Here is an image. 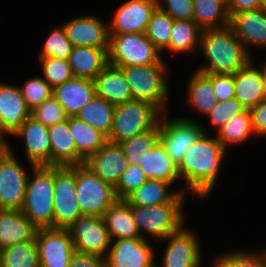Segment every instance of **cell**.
I'll list each match as a JSON object with an SVG mask.
<instances>
[{
    "instance_id": "cell-1",
    "label": "cell",
    "mask_w": 266,
    "mask_h": 267,
    "mask_svg": "<svg viewBox=\"0 0 266 267\" xmlns=\"http://www.w3.org/2000/svg\"><path fill=\"white\" fill-rule=\"evenodd\" d=\"M226 150L213 135L203 134L186 152L178 165L179 179L185 180L187 190L205 200L218 180Z\"/></svg>"
},
{
    "instance_id": "cell-2",
    "label": "cell",
    "mask_w": 266,
    "mask_h": 267,
    "mask_svg": "<svg viewBox=\"0 0 266 267\" xmlns=\"http://www.w3.org/2000/svg\"><path fill=\"white\" fill-rule=\"evenodd\" d=\"M199 48L206 63L197 70L205 74H235L252 59L229 26L203 30Z\"/></svg>"
},
{
    "instance_id": "cell-3",
    "label": "cell",
    "mask_w": 266,
    "mask_h": 267,
    "mask_svg": "<svg viewBox=\"0 0 266 267\" xmlns=\"http://www.w3.org/2000/svg\"><path fill=\"white\" fill-rule=\"evenodd\" d=\"M21 212L37 228H53L54 166H34Z\"/></svg>"
},
{
    "instance_id": "cell-4",
    "label": "cell",
    "mask_w": 266,
    "mask_h": 267,
    "mask_svg": "<svg viewBox=\"0 0 266 267\" xmlns=\"http://www.w3.org/2000/svg\"><path fill=\"white\" fill-rule=\"evenodd\" d=\"M166 64L163 59L154 65L119 67L126 77L133 99L151 103L162 114L168 112L167 100L170 96Z\"/></svg>"
},
{
    "instance_id": "cell-5",
    "label": "cell",
    "mask_w": 266,
    "mask_h": 267,
    "mask_svg": "<svg viewBox=\"0 0 266 267\" xmlns=\"http://www.w3.org/2000/svg\"><path fill=\"white\" fill-rule=\"evenodd\" d=\"M184 198L185 193L179 192L169 203L152 206L131 205V212L141 237L147 239V233L150 237L163 241L184 226Z\"/></svg>"
},
{
    "instance_id": "cell-6",
    "label": "cell",
    "mask_w": 266,
    "mask_h": 267,
    "mask_svg": "<svg viewBox=\"0 0 266 267\" xmlns=\"http://www.w3.org/2000/svg\"><path fill=\"white\" fill-rule=\"evenodd\" d=\"M162 113L151 103L129 100L115 105L112 130L107 138L121 143L158 125Z\"/></svg>"
},
{
    "instance_id": "cell-7",
    "label": "cell",
    "mask_w": 266,
    "mask_h": 267,
    "mask_svg": "<svg viewBox=\"0 0 266 267\" xmlns=\"http://www.w3.org/2000/svg\"><path fill=\"white\" fill-rule=\"evenodd\" d=\"M108 63L116 67L146 66L163 60L161 51L141 33H109Z\"/></svg>"
},
{
    "instance_id": "cell-8",
    "label": "cell",
    "mask_w": 266,
    "mask_h": 267,
    "mask_svg": "<svg viewBox=\"0 0 266 267\" xmlns=\"http://www.w3.org/2000/svg\"><path fill=\"white\" fill-rule=\"evenodd\" d=\"M76 200L82 215L103 217L117 200L115 188L96 176L87 165H75Z\"/></svg>"
},
{
    "instance_id": "cell-9",
    "label": "cell",
    "mask_w": 266,
    "mask_h": 267,
    "mask_svg": "<svg viewBox=\"0 0 266 267\" xmlns=\"http://www.w3.org/2000/svg\"><path fill=\"white\" fill-rule=\"evenodd\" d=\"M162 114L159 119V142L169 157L179 165L187 150L205 133V127L194 118H172Z\"/></svg>"
},
{
    "instance_id": "cell-10",
    "label": "cell",
    "mask_w": 266,
    "mask_h": 267,
    "mask_svg": "<svg viewBox=\"0 0 266 267\" xmlns=\"http://www.w3.org/2000/svg\"><path fill=\"white\" fill-rule=\"evenodd\" d=\"M10 145L0 149V209L21 210L30 174Z\"/></svg>"
},
{
    "instance_id": "cell-11",
    "label": "cell",
    "mask_w": 266,
    "mask_h": 267,
    "mask_svg": "<svg viewBox=\"0 0 266 267\" xmlns=\"http://www.w3.org/2000/svg\"><path fill=\"white\" fill-rule=\"evenodd\" d=\"M53 228L67 229L82 216L76 200L75 165L54 166Z\"/></svg>"
},
{
    "instance_id": "cell-12",
    "label": "cell",
    "mask_w": 266,
    "mask_h": 267,
    "mask_svg": "<svg viewBox=\"0 0 266 267\" xmlns=\"http://www.w3.org/2000/svg\"><path fill=\"white\" fill-rule=\"evenodd\" d=\"M75 252L106 258L111 238L103 217L82 215L68 228Z\"/></svg>"
},
{
    "instance_id": "cell-13",
    "label": "cell",
    "mask_w": 266,
    "mask_h": 267,
    "mask_svg": "<svg viewBox=\"0 0 266 267\" xmlns=\"http://www.w3.org/2000/svg\"><path fill=\"white\" fill-rule=\"evenodd\" d=\"M35 242L40 267H69L75 249L68 229H37Z\"/></svg>"
},
{
    "instance_id": "cell-14",
    "label": "cell",
    "mask_w": 266,
    "mask_h": 267,
    "mask_svg": "<svg viewBox=\"0 0 266 267\" xmlns=\"http://www.w3.org/2000/svg\"><path fill=\"white\" fill-rule=\"evenodd\" d=\"M197 237L193 231L182 226L163 239L167 241V246L162 264H157V267H201L203 257Z\"/></svg>"
},
{
    "instance_id": "cell-15",
    "label": "cell",
    "mask_w": 266,
    "mask_h": 267,
    "mask_svg": "<svg viewBox=\"0 0 266 267\" xmlns=\"http://www.w3.org/2000/svg\"><path fill=\"white\" fill-rule=\"evenodd\" d=\"M154 252L148 239L111 240L105 267H153L156 264Z\"/></svg>"
},
{
    "instance_id": "cell-16",
    "label": "cell",
    "mask_w": 266,
    "mask_h": 267,
    "mask_svg": "<svg viewBox=\"0 0 266 267\" xmlns=\"http://www.w3.org/2000/svg\"><path fill=\"white\" fill-rule=\"evenodd\" d=\"M157 0H127L116 11L109 25V33L145 34Z\"/></svg>"
},
{
    "instance_id": "cell-17",
    "label": "cell",
    "mask_w": 266,
    "mask_h": 267,
    "mask_svg": "<svg viewBox=\"0 0 266 267\" xmlns=\"http://www.w3.org/2000/svg\"><path fill=\"white\" fill-rule=\"evenodd\" d=\"M62 26L73 46L109 49L108 24L95 15L77 16Z\"/></svg>"
},
{
    "instance_id": "cell-18",
    "label": "cell",
    "mask_w": 266,
    "mask_h": 267,
    "mask_svg": "<svg viewBox=\"0 0 266 267\" xmlns=\"http://www.w3.org/2000/svg\"><path fill=\"white\" fill-rule=\"evenodd\" d=\"M22 138L30 167L51 166V144L48 127L29 116V118L12 134Z\"/></svg>"
},
{
    "instance_id": "cell-19",
    "label": "cell",
    "mask_w": 266,
    "mask_h": 267,
    "mask_svg": "<svg viewBox=\"0 0 266 267\" xmlns=\"http://www.w3.org/2000/svg\"><path fill=\"white\" fill-rule=\"evenodd\" d=\"M100 179L117 185L121 175L129 163L122 147L118 143L107 141L97 152L91 155L84 163Z\"/></svg>"
},
{
    "instance_id": "cell-20",
    "label": "cell",
    "mask_w": 266,
    "mask_h": 267,
    "mask_svg": "<svg viewBox=\"0 0 266 267\" xmlns=\"http://www.w3.org/2000/svg\"><path fill=\"white\" fill-rule=\"evenodd\" d=\"M229 27L250 55L251 47H266V8L233 14Z\"/></svg>"
},
{
    "instance_id": "cell-21",
    "label": "cell",
    "mask_w": 266,
    "mask_h": 267,
    "mask_svg": "<svg viewBox=\"0 0 266 267\" xmlns=\"http://www.w3.org/2000/svg\"><path fill=\"white\" fill-rule=\"evenodd\" d=\"M96 96L94 80L73 77L53 88V97L68 117L76 116Z\"/></svg>"
},
{
    "instance_id": "cell-22",
    "label": "cell",
    "mask_w": 266,
    "mask_h": 267,
    "mask_svg": "<svg viewBox=\"0 0 266 267\" xmlns=\"http://www.w3.org/2000/svg\"><path fill=\"white\" fill-rule=\"evenodd\" d=\"M20 86L0 82V118L12 135L30 116Z\"/></svg>"
},
{
    "instance_id": "cell-23",
    "label": "cell",
    "mask_w": 266,
    "mask_h": 267,
    "mask_svg": "<svg viewBox=\"0 0 266 267\" xmlns=\"http://www.w3.org/2000/svg\"><path fill=\"white\" fill-rule=\"evenodd\" d=\"M94 83L96 95L111 104L118 105L133 99L126 77L119 67L108 63Z\"/></svg>"
},
{
    "instance_id": "cell-24",
    "label": "cell",
    "mask_w": 266,
    "mask_h": 267,
    "mask_svg": "<svg viewBox=\"0 0 266 267\" xmlns=\"http://www.w3.org/2000/svg\"><path fill=\"white\" fill-rule=\"evenodd\" d=\"M36 230L21 210L0 209V250L32 240Z\"/></svg>"
},
{
    "instance_id": "cell-25",
    "label": "cell",
    "mask_w": 266,
    "mask_h": 267,
    "mask_svg": "<svg viewBox=\"0 0 266 267\" xmlns=\"http://www.w3.org/2000/svg\"><path fill=\"white\" fill-rule=\"evenodd\" d=\"M67 60L74 77L94 80L108 64V49L74 46Z\"/></svg>"
},
{
    "instance_id": "cell-26",
    "label": "cell",
    "mask_w": 266,
    "mask_h": 267,
    "mask_svg": "<svg viewBox=\"0 0 266 267\" xmlns=\"http://www.w3.org/2000/svg\"><path fill=\"white\" fill-rule=\"evenodd\" d=\"M138 159L139 167L147 179L161 180L171 185L179 180L178 165L169 157L160 142L144 155H139Z\"/></svg>"
},
{
    "instance_id": "cell-27",
    "label": "cell",
    "mask_w": 266,
    "mask_h": 267,
    "mask_svg": "<svg viewBox=\"0 0 266 267\" xmlns=\"http://www.w3.org/2000/svg\"><path fill=\"white\" fill-rule=\"evenodd\" d=\"M253 58L234 74L235 98L245 109H252L262 99L261 68H257Z\"/></svg>"
},
{
    "instance_id": "cell-28",
    "label": "cell",
    "mask_w": 266,
    "mask_h": 267,
    "mask_svg": "<svg viewBox=\"0 0 266 267\" xmlns=\"http://www.w3.org/2000/svg\"><path fill=\"white\" fill-rule=\"evenodd\" d=\"M111 240L142 238L125 199H117L103 216Z\"/></svg>"
},
{
    "instance_id": "cell-29",
    "label": "cell",
    "mask_w": 266,
    "mask_h": 267,
    "mask_svg": "<svg viewBox=\"0 0 266 267\" xmlns=\"http://www.w3.org/2000/svg\"><path fill=\"white\" fill-rule=\"evenodd\" d=\"M51 144V166L77 165V148L70 133L69 117L48 127Z\"/></svg>"
},
{
    "instance_id": "cell-30",
    "label": "cell",
    "mask_w": 266,
    "mask_h": 267,
    "mask_svg": "<svg viewBox=\"0 0 266 267\" xmlns=\"http://www.w3.org/2000/svg\"><path fill=\"white\" fill-rule=\"evenodd\" d=\"M69 128L77 148V165L97 152L107 141V137L76 116L69 117Z\"/></svg>"
},
{
    "instance_id": "cell-31",
    "label": "cell",
    "mask_w": 266,
    "mask_h": 267,
    "mask_svg": "<svg viewBox=\"0 0 266 267\" xmlns=\"http://www.w3.org/2000/svg\"><path fill=\"white\" fill-rule=\"evenodd\" d=\"M192 20L202 29H221L230 24L227 0H193Z\"/></svg>"
},
{
    "instance_id": "cell-32",
    "label": "cell",
    "mask_w": 266,
    "mask_h": 267,
    "mask_svg": "<svg viewBox=\"0 0 266 267\" xmlns=\"http://www.w3.org/2000/svg\"><path fill=\"white\" fill-rule=\"evenodd\" d=\"M188 83L187 100L189 106L206 117L218 102L213 90L211 74L195 70Z\"/></svg>"
},
{
    "instance_id": "cell-33",
    "label": "cell",
    "mask_w": 266,
    "mask_h": 267,
    "mask_svg": "<svg viewBox=\"0 0 266 267\" xmlns=\"http://www.w3.org/2000/svg\"><path fill=\"white\" fill-rule=\"evenodd\" d=\"M202 31L193 20H174L169 44L162 52L169 51L173 56L199 51Z\"/></svg>"
},
{
    "instance_id": "cell-34",
    "label": "cell",
    "mask_w": 266,
    "mask_h": 267,
    "mask_svg": "<svg viewBox=\"0 0 266 267\" xmlns=\"http://www.w3.org/2000/svg\"><path fill=\"white\" fill-rule=\"evenodd\" d=\"M172 186L165 181L148 179L125 200L136 206L161 205L169 203L179 192L187 193L185 188L172 191Z\"/></svg>"
},
{
    "instance_id": "cell-35",
    "label": "cell",
    "mask_w": 266,
    "mask_h": 267,
    "mask_svg": "<svg viewBox=\"0 0 266 267\" xmlns=\"http://www.w3.org/2000/svg\"><path fill=\"white\" fill-rule=\"evenodd\" d=\"M215 137L221 143L223 148L227 149L232 145L242 144L248 141V138L255 136L252 128V118L249 109H245L238 115L229 119L221 128L215 132Z\"/></svg>"
},
{
    "instance_id": "cell-36",
    "label": "cell",
    "mask_w": 266,
    "mask_h": 267,
    "mask_svg": "<svg viewBox=\"0 0 266 267\" xmlns=\"http://www.w3.org/2000/svg\"><path fill=\"white\" fill-rule=\"evenodd\" d=\"M114 111V104L96 95L80 110L76 117L100 131L108 138L112 130Z\"/></svg>"
},
{
    "instance_id": "cell-37",
    "label": "cell",
    "mask_w": 266,
    "mask_h": 267,
    "mask_svg": "<svg viewBox=\"0 0 266 267\" xmlns=\"http://www.w3.org/2000/svg\"><path fill=\"white\" fill-rule=\"evenodd\" d=\"M1 267H40L35 237L0 250Z\"/></svg>"
},
{
    "instance_id": "cell-38",
    "label": "cell",
    "mask_w": 266,
    "mask_h": 267,
    "mask_svg": "<svg viewBox=\"0 0 266 267\" xmlns=\"http://www.w3.org/2000/svg\"><path fill=\"white\" fill-rule=\"evenodd\" d=\"M159 142V124L150 130L142 132L119 145L122 147L130 165H139V155H144Z\"/></svg>"
},
{
    "instance_id": "cell-39",
    "label": "cell",
    "mask_w": 266,
    "mask_h": 267,
    "mask_svg": "<svg viewBox=\"0 0 266 267\" xmlns=\"http://www.w3.org/2000/svg\"><path fill=\"white\" fill-rule=\"evenodd\" d=\"M174 19L158 7L153 11L145 35L161 51L168 46Z\"/></svg>"
},
{
    "instance_id": "cell-40",
    "label": "cell",
    "mask_w": 266,
    "mask_h": 267,
    "mask_svg": "<svg viewBox=\"0 0 266 267\" xmlns=\"http://www.w3.org/2000/svg\"><path fill=\"white\" fill-rule=\"evenodd\" d=\"M73 47L61 25L50 31L44 41L39 57H55L67 60Z\"/></svg>"
},
{
    "instance_id": "cell-41",
    "label": "cell",
    "mask_w": 266,
    "mask_h": 267,
    "mask_svg": "<svg viewBox=\"0 0 266 267\" xmlns=\"http://www.w3.org/2000/svg\"><path fill=\"white\" fill-rule=\"evenodd\" d=\"M43 78L52 88L67 82L74 76L68 60L55 57H39Z\"/></svg>"
},
{
    "instance_id": "cell-42",
    "label": "cell",
    "mask_w": 266,
    "mask_h": 267,
    "mask_svg": "<svg viewBox=\"0 0 266 267\" xmlns=\"http://www.w3.org/2000/svg\"><path fill=\"white\" fill-rule=\"evenodd\" d=\"M20 90L30 110L53 96V88L41 76L28 78L23 86L20 87Z\"/></svg>"
},
{
    "instance_id": "cell-43",
    "label": "cell",
    "mask_w": 266,
    "mask_h": 267,
    "mask_svg": "<svg viewBox=\"0 0 266 267\" xmlns=\"http://www.w3.org/2000/svg\"><path fill=\"white\" fill-rule=\"evenodd\" d=\"M212 267H266L263 254L250 251H231V253L218 255Z\"/></svg>"
},
{
    "instance_id": "cell-44",
    "label": "cell",
    "mask_w": 266,
    "mask_h": 267,
    "mask_svg": "<svg viewBox=\"0 0 266 267\" xmlns=\"http://www.w3.org/2000/svg\"><path fill=\"white\" fill-rule=\"evenodd\" d=\"M30 116L46 127H50L68 119L64 109L53 96L34 107L30 111Z\"/></svg>"
},
{
    "instance_id": "cell-45",
    "label": "cell",
    "mask_w": 266,
    "mask_h": 267,
    "mask_svg": "<svg viewBox=\"0 0 266 267\" xmlns=\"http://www.w3.org/2000/svg\"><path fill=\"white\" fill-rule=\"evenodd\" d=\"M148 179L139 165H128L119 182L114 187L117 199H126Z\"/></svg>"
},
{
    "instance_id": "cell-46",
    "label": "cell",
    "mask_w": 266,
    "mask_h": 267,
    "mask_svg": "<svg viewBox=\"0 0 266 267\" xmlns=\"http://www.w3.org/2000/svg\"><path fill=\"white\" fill-rule=\"evenodd\" d=\"M245 108L236 98H231L225 101H218L215 107L206 115L209 118L214 129L221 128L233 116L243 112Z\"/></svg>"
},
{
    "instance_id": "cell-47",
    "label": "cell",
    "mask_w": 266,
    "mask_h": 267,
    "mask_svg": "<svg viewBox=\"0 0 266 267\" xmlns=\"http://www.w3.org/2000/svg\"><path fill=\"white\" fill-rule=\"evenodd\" d=\"M157 7L174 20H192L193 0H157Z\"/></svg>"
},
{
    "instance_id": "cell-48",
    "label": "cell",
    "mask_w": 266,
    "mask_h": 267,
    "mask_svg": "<svg viewBox=\"0 0 266 267\" xmlns=\"http://www.w3.org/2000/svg\"><path fill=\"white\" fill-rule=\"evenodd\" d=\"M211 81L218 101L235 98L234 74H211Z\"/></svg>"
},
{
    "instance_id": "cell-49",
    "label": "cell",
    "mask_w": 266,
    "mask_h": 267,
    "mask_svg": "<svg viewBox=\"0 0 266 267\" xmlns=\"http://www.w3.org/2000/svg\"><path fill=\"white\" fill-rule=\"evenodd\" d=\"M250 112L255 136L257 138H266V100H262L258 105L250 109Z\"/></svg>"
},
{
    "instance_id": "cell-50",
    "label": "cell",
    "mask_w": 266,
    "mask_h": 267,
    "mask_svg": "<svg viewBox=\"0 0 266 267\" xmlns=\"http://www.w3.org/2000/svg\"><path fill=\"white\" fill-rule=\"evenodd\" d=\"M69 267H105V258L75 252L70 260Z\"/></svg>"
},
{
    "instance_id": "cell-51",
    "label": "cell",
    "mask_w": 266,
    "mask_h": 267,
    "mask_svg": "<svg viewBox=\"0 0 266 267\" xmlns=\"http://www.w3.org/2000/svg\"><path fill=\"white\" fill-rule=\"evenodd\" d=\"M230 17L235 13L261 9L258 0H227Z\"/></svg>"
},
{
    "instance_id": "cell-52",
    "label": "cell",
    "mask_w": 266,
    "mask_h": 267,
    "mask_svg": "<svg viewBox=\"0 0 266 267\" xmlns=\"http://www.w3.org/2000/svg\"><path fill=\"white\" fill-rule=\"evenodd\" d=\"M261 67V78H262V99L266 100V62Z\"/></svg>"
},
{
    "instance_id": "cell-53",
    "label": "cell",
    "mask_w": 266,
    "mask_h": 267,
    "mask_svg": "<svg viewBox=\"0 0 266 267\" xmlns=\"http://www.w3.org/2000/svg\"><path fill=\"white\" fill-rule=\"evenodd\" d=\"M5 133V134H4ZM6 134H10L3 126L1 118H0V146L1 147H7L9 145L7 138L4 137Z\"/></svg>"
},
{
    "instance_id": "cell-54",
    "label": "cell",
    "mask_w": 266,
    "mask_h": 267,
    "mask_svg": "<svg viewBox=\"0 0 266 267\" xmlns=\"http://www.w3.org/2000/svg\"><path fill=\"white\" fill-rule=\"evenodd\" d=\"M262 8H266V0H258Z\"/></svg>"
},
{
    "instance_id": "cell-55",
    "label": "cell",
    "mask_w": 266,
    "mask_h": 267,
    "mask_svg": "<svg viewBox=\"0 0 266 267\" xmlns=\"http://www.w3.org/2000/svg\"><path fill=\"white\" fill-rule=\"evenodd\" d=\"M262 254H263V256L265 258V262H266V249L264 251H262Z\"/></svg>"
}]
</instances>
